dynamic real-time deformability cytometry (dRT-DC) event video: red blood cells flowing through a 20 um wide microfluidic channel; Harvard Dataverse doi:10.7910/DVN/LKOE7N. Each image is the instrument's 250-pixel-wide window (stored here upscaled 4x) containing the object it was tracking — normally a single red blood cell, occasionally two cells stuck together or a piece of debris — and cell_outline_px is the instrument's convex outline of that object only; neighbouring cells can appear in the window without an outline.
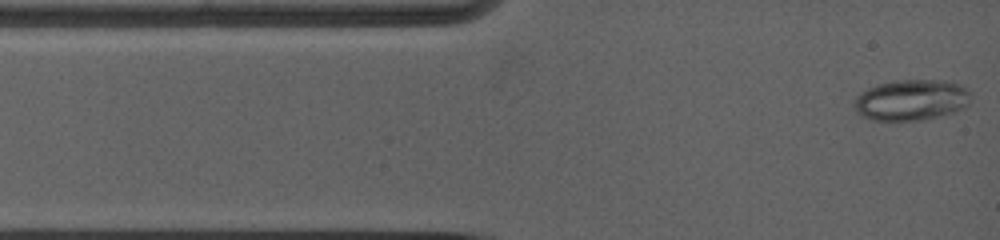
{"species": "common noctule bat (a hibernating species)", "species_latin": "Nyctalus noctula", "temperature_condition": "warm", "stored_images_in_passage": 40, "camera_frame_rate_fps": 5000, "um_per_image_px": 0.085, "animal": {"sex": "female", "body_mass_g": 19.0, "forearm_length_mm": 53.3}, "frame": {"image": 1, "passage_image": 1, "time_ms": 0.0, "image_size_px": [1000, 240], "cell_outline_px": [[968, 92], [956, 108], [932, 116], [908, 120], [880, 120], [868, 116], [860, 112], [856, 108], [856, 100], [868, 88], [892, 80], [944, 80], [960, 84]], "centroid_in_image_um": [77.36, 8.44], "position_along_channel_um": 7.6, "area_um2": 25.49}}
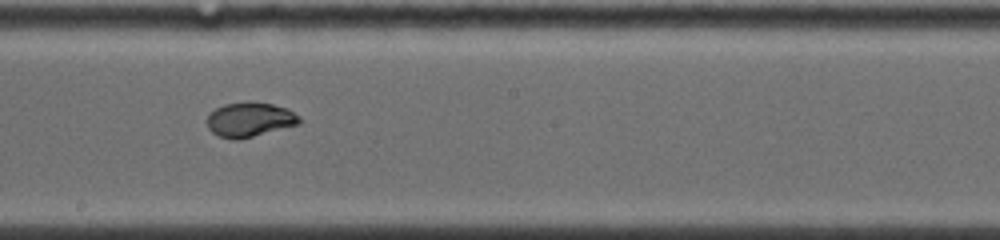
{"frame": {"image": 2, "passage_image": 20, "time_ms": 6.8, "image_size_px": [1000, 240], "cell_outline_px": [[300, 120], [296, 124], [252, 136], [220, 136], [212, 132], [208, 128], [208, 116], [216, 108], [224, 104], [248, 100], [272, 104], [288, 108]], "centroid_in_image_um": [21.2, 10.09], "position_along_channel_um": 227.0, "area_um2": 17.69}}
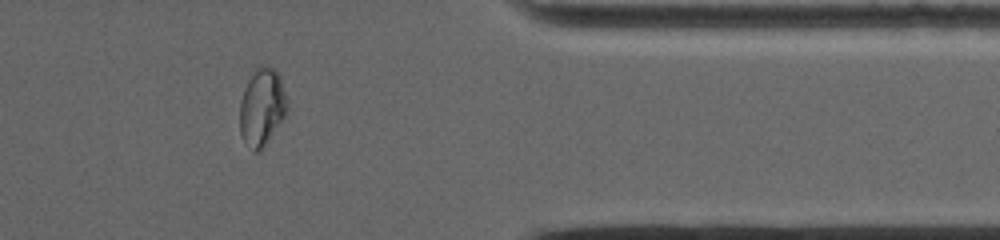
{"frame": {"image": 3, "passage_image": 34, "time_ms": 11.4, "image_size_px": [1000, 240], "cell_outline_px": [[288, 108], [284, 116], [260, 152], [252, 152], [244, 140], [240, 132], [240, 100], [244, 88], [256, 64], [260, 64], [272, 68], [280, 76], [288, 104]], "centroid_in_image_um": [22.25, 9.08], "position_along_channel_um": 389.2, "area_um2": 21.39}}